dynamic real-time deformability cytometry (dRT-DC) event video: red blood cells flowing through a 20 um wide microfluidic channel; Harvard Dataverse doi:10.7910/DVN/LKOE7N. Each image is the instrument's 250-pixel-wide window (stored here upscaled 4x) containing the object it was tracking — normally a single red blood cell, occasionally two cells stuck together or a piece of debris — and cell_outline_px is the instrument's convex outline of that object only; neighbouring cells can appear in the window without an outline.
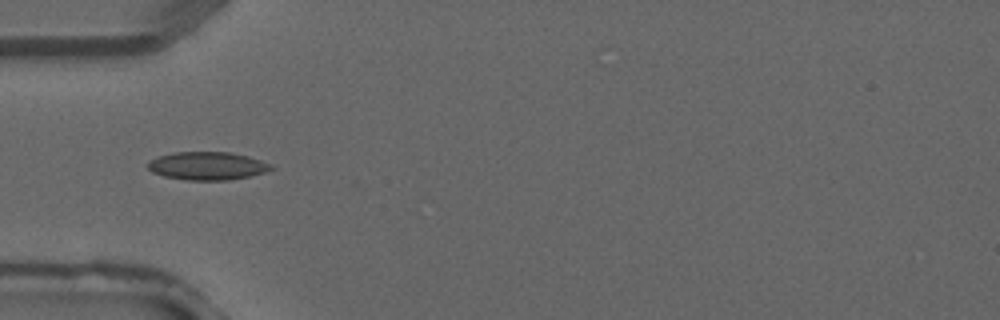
{"species": "common noctule bat (a hibernating species)", "species_latin": "Nyctalus noctula", "temperature_condition": "warm", "stored_images_in_passage": 1, "camera_frame_rate_fps": 3000, "um_per_image_px": 0.085, "animal": {"sex": "male", "forearm_length_mm": 52.5}, "frame": {"image": 1, "passage_image": 1, "time_ms": 0.0, "image_size_px": [1000, 320], "cell_outline_px": [[276, 168], [264, 172], [248, 176], [228, 180], [188, 180], [164, 176], [152, 172], [148, 168], [148, 160], [156, 156], [172, 152], [228, 152], [248, 156], [272, 164]], "centroid_in_image_um": [17.6, 14.09], "position_along_channel_um": 67.4, "area_um2": 20.23}}